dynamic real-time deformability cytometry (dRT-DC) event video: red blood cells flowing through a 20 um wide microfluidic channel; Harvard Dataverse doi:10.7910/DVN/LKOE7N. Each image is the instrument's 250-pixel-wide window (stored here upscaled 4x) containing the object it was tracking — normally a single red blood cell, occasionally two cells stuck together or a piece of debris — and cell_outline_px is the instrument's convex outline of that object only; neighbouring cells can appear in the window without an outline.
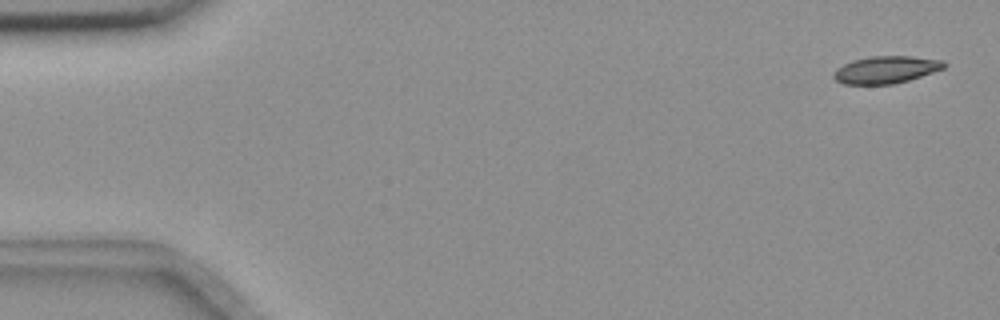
{"species": "common noctule bat (a hibernating species)", "species_latin": "Nyctalus noctula", "temperature_condition": "room temperature", "stored_images_in_passage": 55, "camera_frame_rate_fps": 3000, "um_per_image_px": 0.085, "animal": {"sex": "female", "body_mass_g": 18.4}, "frame": {"image": 1, "passage_image": 2, "time_ms": 0.333, "image_size_px": [1000, 320], "cell_outline_px": [[948, 64], [944, 68], [908, 80], [892, 84], [844, 84], [836, 80], [832, 76], [836, 68], [852, 60], [868, 56], [912, 56], [944, 60]], "centroid_in_image_um": [75.3, 5.91], "position_along_channel_um": 9.7, "area_um2": 17.57}}
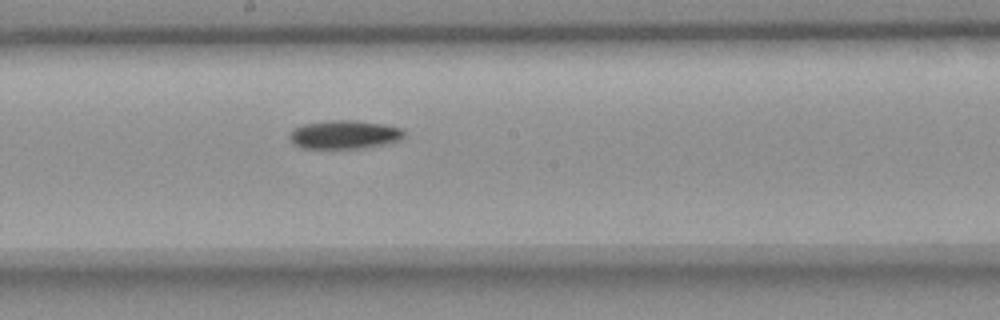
{"frame": {"image": 2, "passage_image": 30, "time_ms": 9.667, "image_size_px": [1000, 320], "cell_outline_px": [[404, 136], [400, 140], [384, 144], [360, 148], [300, 148], [288, 136], [292, 128], [304, 124], [328, 120], [356, 120], [384, 124], [404, 128]], "centroid_in_image_um": [29.28, 11.42], "position_along_channel_um": 218.9, "area_um2": 19.13}}
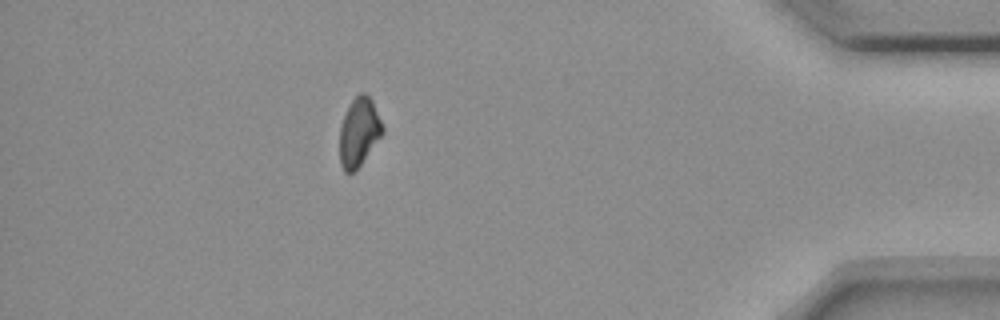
{"frame": {"image": 3, "passage_image": 49, "time_ms": 16.0, "image_size_px": [1000, 320], "cell_outline_px": [[384, 132], [360, 164], [352, 172], [344, 172], [340, 164], [340, 128], [344, 116], [352, 100], [360, 92], [364, 92], [372, 100], [384, 128]], "centroid_in_image_um": [30.51, 11.21], "position_along_channel_um": 404.7, "area_um2": 16.76}, "authors_computed_cell_mechanics": {"area_um2": 17.9758, "velocity_mm_per_s": 3.6729, "shape_relaxation_time_tau1_ms": 11.3254, "shape_relaxation_time_tau2_ms": null, "deformation_change_tau1": 0.1858, "deformation_change_tau2": null}}